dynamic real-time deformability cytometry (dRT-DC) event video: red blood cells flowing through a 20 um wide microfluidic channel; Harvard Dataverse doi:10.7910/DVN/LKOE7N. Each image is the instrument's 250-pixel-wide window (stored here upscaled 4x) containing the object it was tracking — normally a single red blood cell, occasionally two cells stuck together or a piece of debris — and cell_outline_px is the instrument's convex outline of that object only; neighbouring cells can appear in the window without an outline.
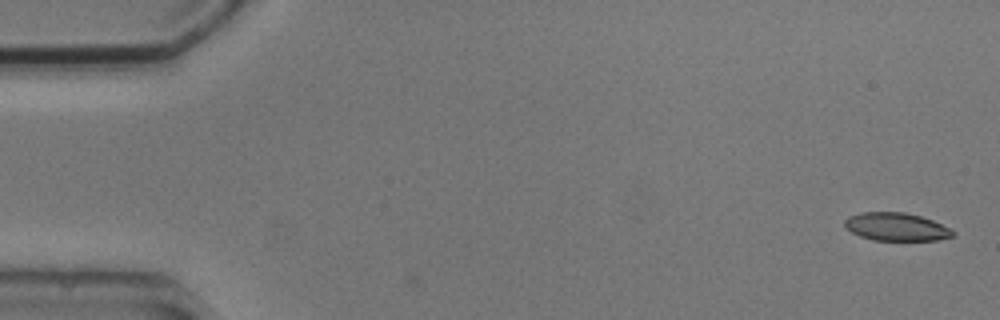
{"species": "common noctule bat (a hibernating species)", "species_latin": "Nyctalus noctula", "temperature_condition": "cold", "stored_images_in_passage": 7, "camera_frame_rate_fps": 3000, "um_per_image_px": 0.085, "animal": {"sex": "male", "body_mass_g": 20.5, "forearm_length_mm": 52.5}, "frame": {"image": 1, "passage_image": 1, "time_ms": 0.0, "image_size_px": [1000, 320], "cell_outline_px": [[956, 232], [952, 236], [940, 240], [872, 240], [860, 236], [852, 232], [844, 224], [844, 220], [848, 216], [860, 212], [904, 212], [920, 216], [932, 220]], "centroid_in_image_um": [76.16, 19.27], "position_along_channel_um": 8.8, "area_um2": 17.57}}